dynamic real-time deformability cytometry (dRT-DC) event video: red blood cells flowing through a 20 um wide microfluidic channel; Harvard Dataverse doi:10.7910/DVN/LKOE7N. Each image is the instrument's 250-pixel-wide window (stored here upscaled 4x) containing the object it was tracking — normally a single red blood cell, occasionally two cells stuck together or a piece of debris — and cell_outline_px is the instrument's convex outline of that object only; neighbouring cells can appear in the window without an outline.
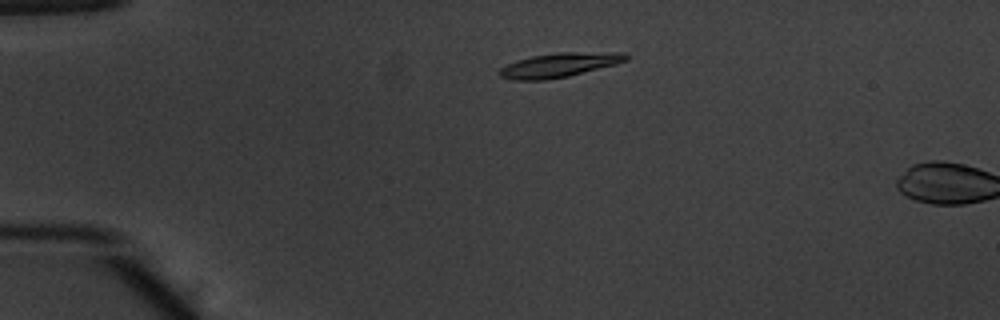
{"species": "common noctule bat (a hibernating species)", "species_latin": "Nyctalus noctula", "temperature_condition": "warm", "stored_images_in_passage": 2, "camera_frame_rate_fps": 3000, "um_per_image_px": 0.085, "animal": {"sex": "male", "body_mass_g": 20.1, "forearm_length_mm": 53.5}, "frame": {"image": 1, "passage_image": 1, "time_ms": 0.0, "image_size_px": [1000, 320], "cell_outline_px": [[628, 60], [616, 64], [568, 76], [544, 80], [512, 80], [500, 76], [496, 72], [500, 68], [516, 60], [532, 56], [560, 52], [624, 52], [628, 56]], "centroid_in_image_um": [47.52, 5.52], "position_along_channel_um": 37.5, "area_um2": 17.92}}